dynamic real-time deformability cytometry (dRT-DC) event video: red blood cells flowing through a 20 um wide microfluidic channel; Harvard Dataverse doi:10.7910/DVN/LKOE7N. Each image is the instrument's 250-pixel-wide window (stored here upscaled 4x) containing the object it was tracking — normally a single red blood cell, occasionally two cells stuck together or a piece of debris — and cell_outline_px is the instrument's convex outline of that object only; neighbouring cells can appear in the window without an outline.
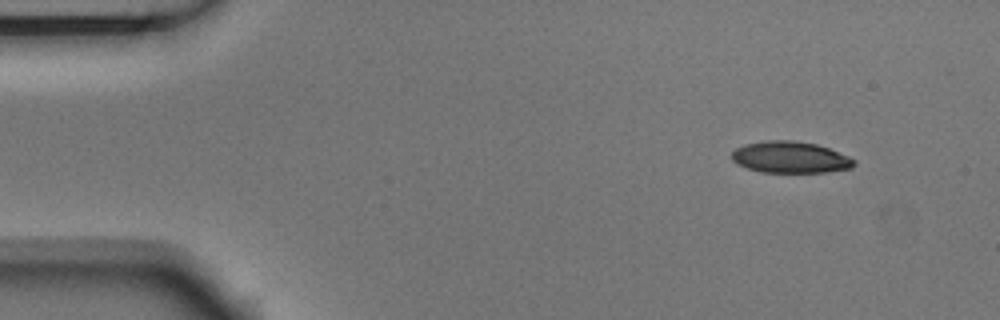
{"species": "Egyptian fruit bat (a non-hibernating species)", "species_latin": "Rousettus aegyptiacus", "temperature_condition": "room temperature", "stored_images_in_passage": 4, "camera_frame_rate_fps": 3000, "um_per_image_px": 0.085, "animal": {"sex": "male"}, "frame": {"image": 1, "passage_image": 1, "time_ms": 0.0, "image_size_px": [1000, 320], "cell_outline_px": [[856, 164], [852, 168], [824, 172], [760, 172], [736, 164], [732, 160], [732, 152], [736, 148], [744, 144], [764, 140], [796, 140], [816, 144], [828, 148], [848, 156], [856, 160]], "centroid_in_image_um": [67.16, 13.36], "position_along_channel_um": 17.8, "area_um2": 22.6}}
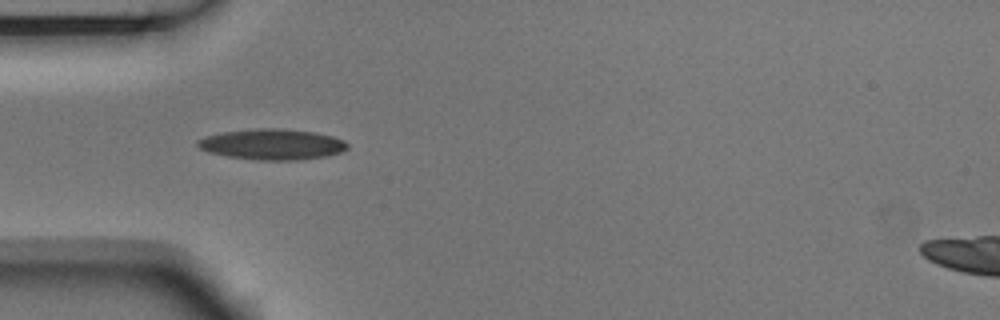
{"frame": {"image": 2, "passage_image": 3, "time_ms": 0.667, "image_size_px": [1000, 320], "cell_outline_px": [[348, 148], [340, 152], [328, 156], [296, 160], [260, 160], [228, 156], [208, 152], [200, 148], [196, 144], [196, 140], [204, 136], [224, 132], [256, 128], [284, 128], [316, 132], [332, 136], [344, 140], [348, 144]], "centroid_in_image_um": [23.15, 12.26], "position_along_channel_um": 61.9, "area_um2": 26.93}}
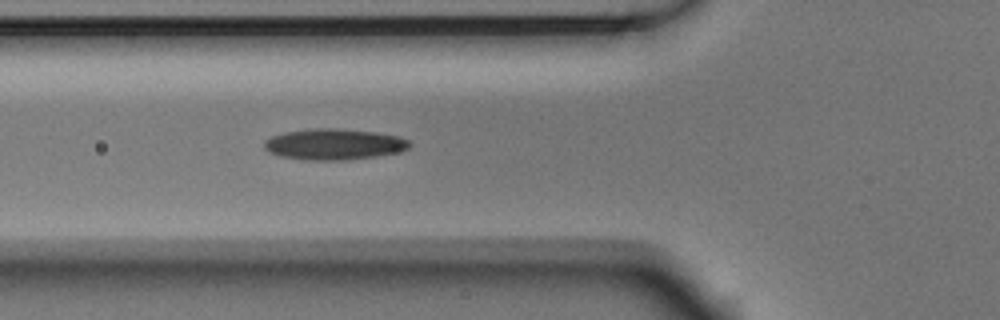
{"frame": {"image": 3, "passage_image": 4, "time_ms": 1.0, "image_size_px": [1000, 320], "cell_outline_px": [[412, 144], [408, 148], [400, 152], [376, 156], [348, 160], [304, 160], [280, 156], [268, 152], [264, 148], [264, 140], [272, 136], [288, 132], [316, 128], [336, 128], [376, 132], [400, 136], [408, 140]], "centroid_in_image_um": [28.41, 12.27], "position_along_channel_um": 97.4, "area_um2": 26.36}}